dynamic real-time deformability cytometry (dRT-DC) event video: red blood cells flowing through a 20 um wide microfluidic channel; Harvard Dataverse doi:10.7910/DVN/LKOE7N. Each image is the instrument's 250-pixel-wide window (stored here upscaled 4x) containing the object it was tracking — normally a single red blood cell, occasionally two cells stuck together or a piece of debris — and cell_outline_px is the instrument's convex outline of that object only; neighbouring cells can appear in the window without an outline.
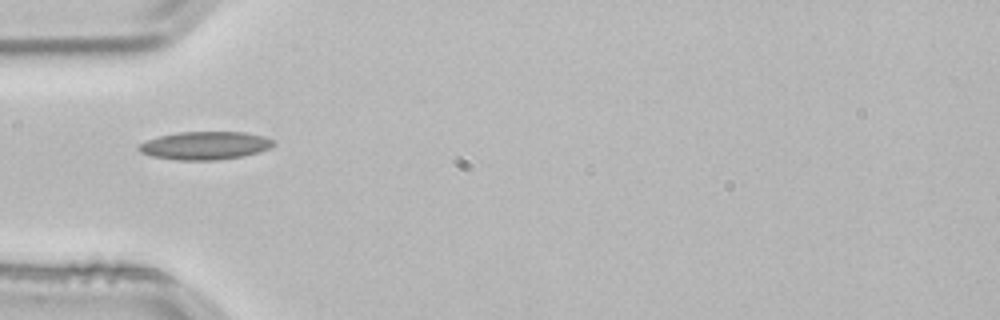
{"species": "common noctule bat (a hibernating species)", "species_latin": "Nyctalus noctula", "temperature_condition": "room temperature", "stored_images_in_passage": 5, "camera_frame_rate_fps": 3000, "um_per_image_px": 0.085, "animal": {"sex": "male", "body_mass_g": 21.5, "forearm_length_mm": 52.0}, "frame": {"image": 1, "passage_image": 4, "time_ms": 1.0, "image_size_px": [1000, 320], "cell_outline_px": [[276, 144], [268, 148], [244, 156], [216, 160], [176, 160], [152, 156], [140, 152], [136, 148], [140, 144], [148, 140], [160, 136], [180, 132], [244, 132], [264, 136], [272, 140]], "centroid_in_image_um": [17.42, 12.37], "position_along_channel_um": 67.6, "area_um2": 21.85}}